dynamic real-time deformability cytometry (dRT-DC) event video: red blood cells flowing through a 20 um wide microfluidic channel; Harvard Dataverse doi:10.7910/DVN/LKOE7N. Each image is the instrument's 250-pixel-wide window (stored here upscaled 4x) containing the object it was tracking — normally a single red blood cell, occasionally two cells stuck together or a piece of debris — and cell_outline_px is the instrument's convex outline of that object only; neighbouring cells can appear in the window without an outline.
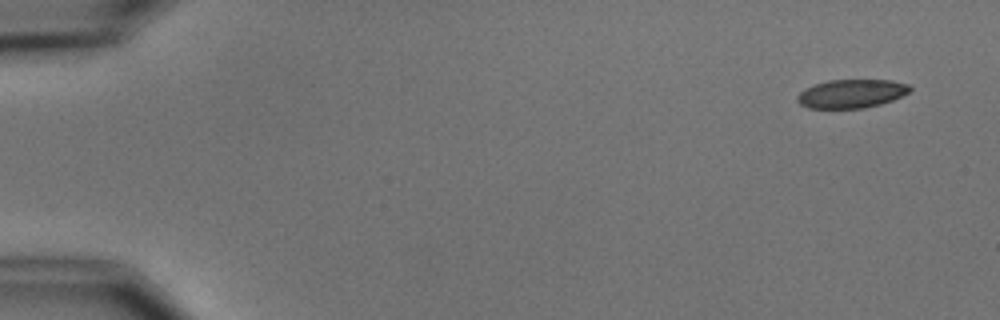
{"species": "common noctule bat (a hibernating species)", "species_latin": "Nyctalus noctula", "temperature_condition": "cold", "stored_images_in_passage": 4, "camera_frame_rate_fps": 3000, "um_per_image_px": 0.085, "animal": {"sex": "male", "body_mass_g": 15.6}, "frame": {"image": 1, "passage_image": 1, "time_ms": 0.0, "image_size_px": [1000, 320], "cell_outline_px": [[912, 88], [908, 92], [892, 100], [880, 104], [864, 108], [808, 108], [800, 104], [796, 100], [796, 96], [804, 88], [828, 80], [892, 80], [908, 84]], "centroid_in_image_um": [72.34, 7.96], "position_along_channel_um": 12.7, "area_um2": 18.73}}
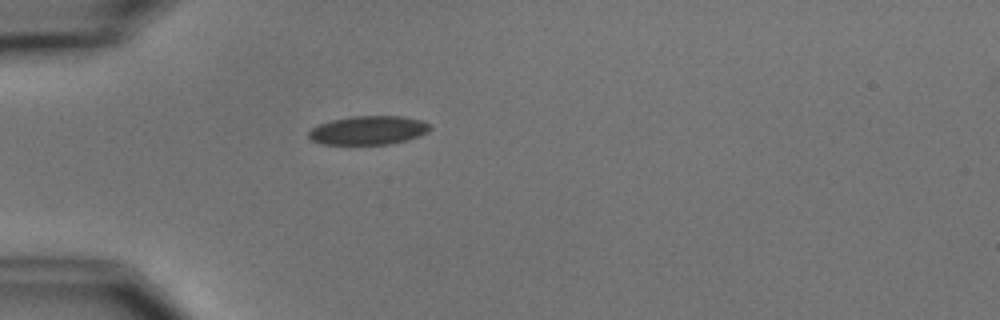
{"frame": {"image": 2, "passage_image": 4, "time_ms": 4.333, "image_size_px": [1000, 320], "cell_outline_px": [[432, 128], [428, 132], [420, 136], [388, 144], [324, 144], [312, 140], [308, 136], [308, 132], [312, 128], [320, 124], [332, 120], [352, 116], [400, 116], [420, 120], [428, 124]], "centroid_in_image_um": [31.31, 11.07], "position_along_channel_um": 53.7, "area_um2": 20.11}}